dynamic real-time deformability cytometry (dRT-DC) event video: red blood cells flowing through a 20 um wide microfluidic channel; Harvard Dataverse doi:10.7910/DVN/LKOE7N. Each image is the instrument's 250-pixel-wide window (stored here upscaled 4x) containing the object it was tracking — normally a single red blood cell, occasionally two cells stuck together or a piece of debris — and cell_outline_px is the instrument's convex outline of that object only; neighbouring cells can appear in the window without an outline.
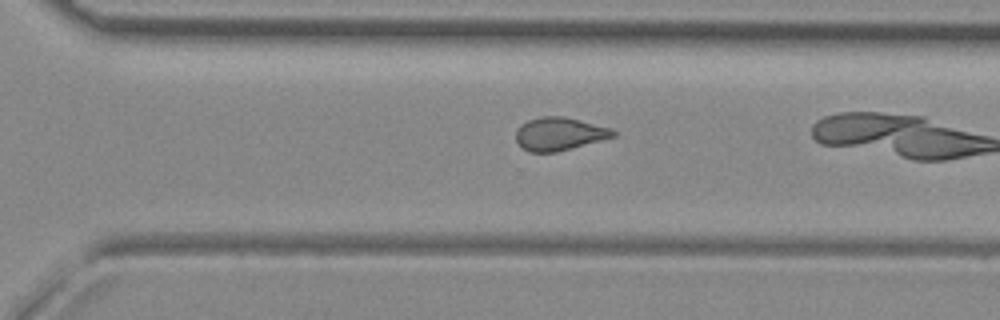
{"species": "common noctule bat (a hibernating species)", "species_latin": "Nyctalus noctula", "temperature_condition": "room temperature", "stored_images_in_passage": 28, "camera_frame_rate_fps": 3000, "um_per_image_px": 0.085, "animal": {"sex": "female", "body_mass_g": 29.2, "forearm_length_mm": 56.3}, "frame": {"image": 1, "passage_image": 24, "time_ms": 7.667, "image_size_px": [1000, 320], "cell_outline_px": [[616, 136], [556, 152], [528, 152], [516, 140], [516, 128], [520, 124], [528, 120], [540, 116], [564, 116], [612, 128], [616, 132]], "centroid_in_image_um": [47.53, 11.36], "position_along_channel_um": 323.1, "area_um2": 18.73}}